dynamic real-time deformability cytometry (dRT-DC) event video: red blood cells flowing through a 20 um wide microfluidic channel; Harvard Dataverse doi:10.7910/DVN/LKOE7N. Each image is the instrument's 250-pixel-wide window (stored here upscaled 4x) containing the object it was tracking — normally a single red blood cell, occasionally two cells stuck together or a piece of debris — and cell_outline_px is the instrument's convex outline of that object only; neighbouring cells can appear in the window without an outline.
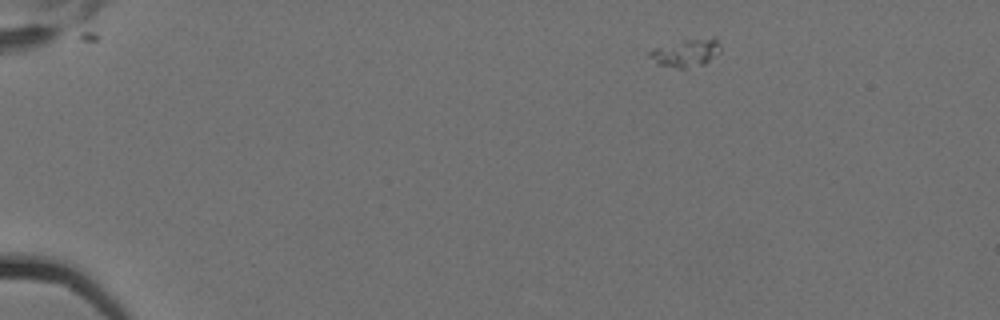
{"species": "Egyptian fruit bat (a non-hibernating species)", "species_latin": "Rousettus aegyptiacus", "temperature_condition": "cold", "stored_images_in_passage": 4, "camera_frame_rate_fps": 3000, "um_per_image_px": 0.085, "animal": {"sex": "female"}, "frame": {"image": 1, "passage_image": 1, "time_ms": 0.0, "image_size_px": [1000, 320], "cell_outline_px": [[720, 52], [704, 64], [688, 68], [680, 68], [660, 64], [648, 56], [648, 52], [652, 48], [684, 40], [712, 36], [716, 36], [720, 44]], "centroid_in_image_um": [58.36, 4.46], "position_along_channel_um": 26.6, "area_um2": 11.5}}
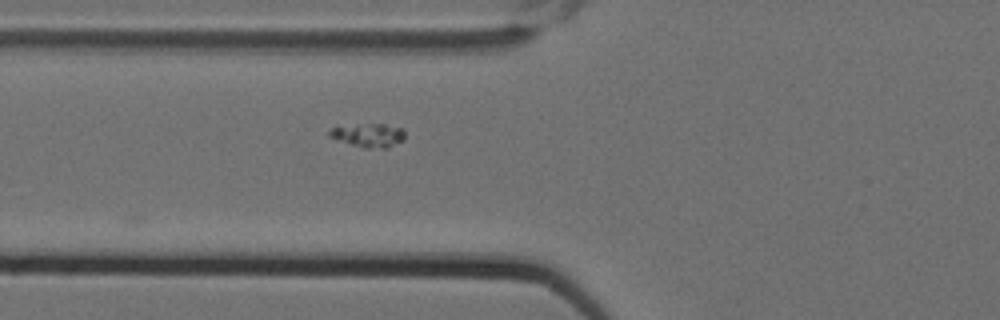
{"frame": {"image": 2, "passage_image": 4, "time_ms": 1.0, "image_size_px": [1000, 320], "cell_outline_px": [[404, 140], [388, 148], [364, 148], [328, 136], [328, 132], [332, 128], [356, 124], [384, 124], [404, 128]], "centroid_in_image_um": [31.37, 11.49], "position_along_channel_um": 94.4, "area_um2": 10.35}}